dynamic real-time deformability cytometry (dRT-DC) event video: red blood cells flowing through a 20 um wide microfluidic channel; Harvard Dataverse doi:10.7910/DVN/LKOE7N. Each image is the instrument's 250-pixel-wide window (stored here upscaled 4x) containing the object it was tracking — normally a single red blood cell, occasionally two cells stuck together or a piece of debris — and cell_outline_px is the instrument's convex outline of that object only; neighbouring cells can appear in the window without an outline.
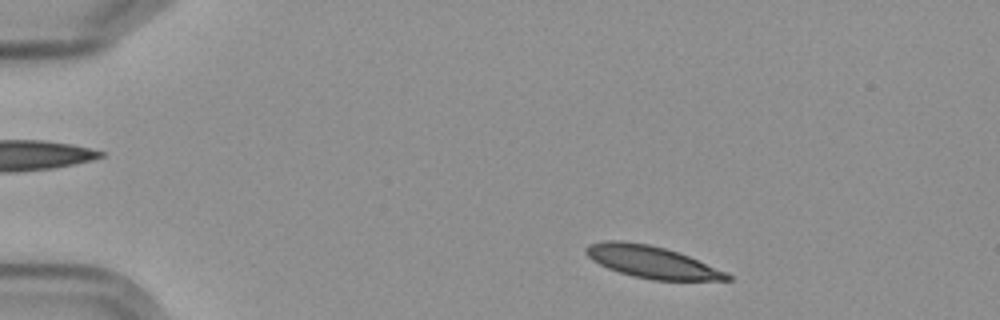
{"species": "Egyptian fruit bat (a non-hibernating species)", "species_latin": "Rousettus aegyptiacus", "temperature_condition": "cold", "stored_images_in_passage": 5, "camera_frame_rate_fps": 3000, "um_per_image_px": 0.085, "frame": {"image": 1, "passage_image": 2, "time_ms": 1.333, "image_size_px": [1000, 320], "cell_outline_px": [[732, 280], [652, 280], [632, 276], [608, 268], [592, 260], [584, 252], [584, 248], [588, 244], [604, 240], [624, 240], [648, 244], [680, 252], [728, 272], [732, 276]], "centroid_in_image_um": [55.4, 22.25], "position_along_channel_um": 29.6, "area_um2": 26.65}}